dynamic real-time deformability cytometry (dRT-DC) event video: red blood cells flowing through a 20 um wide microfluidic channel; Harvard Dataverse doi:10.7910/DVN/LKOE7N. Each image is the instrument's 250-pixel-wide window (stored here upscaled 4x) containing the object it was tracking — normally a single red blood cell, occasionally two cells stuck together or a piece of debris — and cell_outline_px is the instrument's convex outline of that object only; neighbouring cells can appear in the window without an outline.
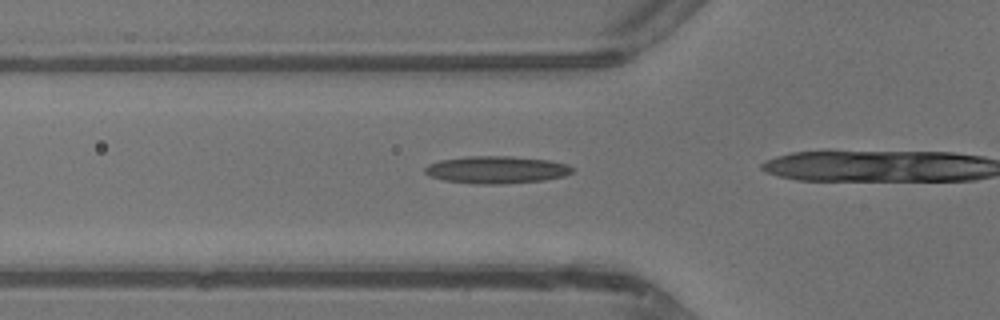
{"species": "common noctule bat (a hibernating species)", "species_latin": "Nyctalus noctula", "temperature_condition": "warm", "stored_images_in_passage": 15, "camera_frame_rate_fps": 3000, "um_per_image_px": 0.085, "animal": {"sex": "male", "body_mass_g": 13.3}, "frame": {"image": 1, "passage_image": 12, "time_ms": 3.667, "image_size_px": [1000, 320], "cell_outline_px": [[572, 172], [564, 176], [544, 180], [500, 184], [476, 184], [444, 180], [428, 176], [424, 172], [424, 168], [428, 164], [440, 160], [464, 156], [512, 156], [548, 160], [568, 164], [572, 168]], "centroid_in_image_um": [42.16, 14.42], "position_along_channel_um": 83.6, "area_um2": 23.58}}